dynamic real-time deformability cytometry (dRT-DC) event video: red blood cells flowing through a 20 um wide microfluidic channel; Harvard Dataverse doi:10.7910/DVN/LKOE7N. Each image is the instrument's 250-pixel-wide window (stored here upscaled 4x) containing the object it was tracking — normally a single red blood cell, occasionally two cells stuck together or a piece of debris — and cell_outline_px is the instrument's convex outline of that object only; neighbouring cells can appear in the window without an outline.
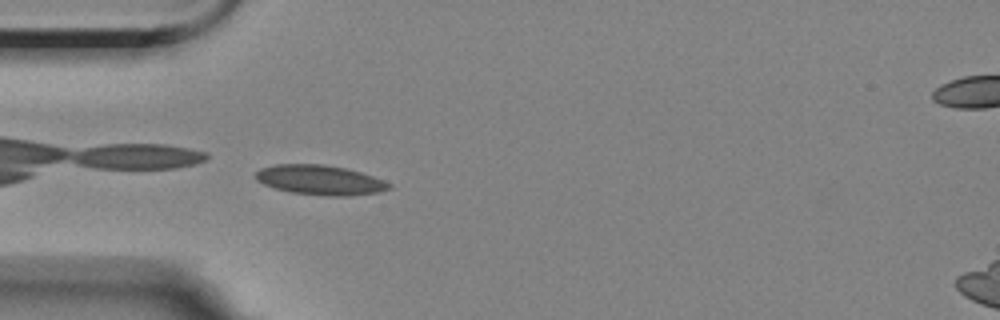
{"species": "Egyptian fruit bat (a non-hibernating species)", "species_latin": "Rousettus aegyptiacus", "temperature_condition": "room temperature", "stored_images_in_passage": 44, "camera_frame_rate_fps": 3000, "um_per_image_px": 0.085, "animal": {"sex": "female"}, "frame": {"image": 1, "passage_image": 4, "time_ms": 1.0, "image_size_px": [1000, 320], "cell_outline_px": [[392, 188], [380, 192], [352, 196], [328, 196], [292, 192], [276, 188], [264, 184], [256, 180], [256, 172], [260, 168], [276, 164], [324, 164], [344, 168], [360, 172], [384, 180], [392, 184]], "centroid_in_image_um": [27.24, 15.3], "position_along_channel_um": 57.8, "area_um2": 23.12}}
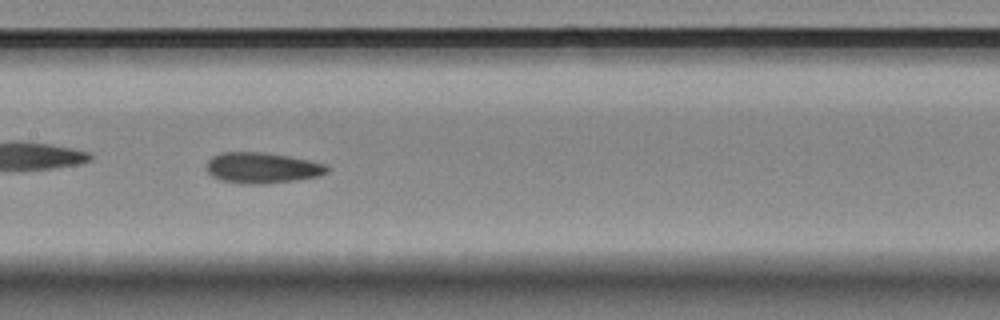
{"frame": {"image": 2, "passage_image": 15, "time_ms": 4.667, "image_size_px": [1000, 320], "cell_outline_px": [[332, 168], [328, 172], [320, 176], [296, 180], [268, 184], [240, 184], [220, 180], [212, 176], [208, 172], [208, 160], [212, 156], [220, 152], [260, 152], [288, 156], [328, 164]], "centroid_in_image_um": [22.32, 14.28], "position_along_channel_um": 185.1, "area_um2": 21.91}}
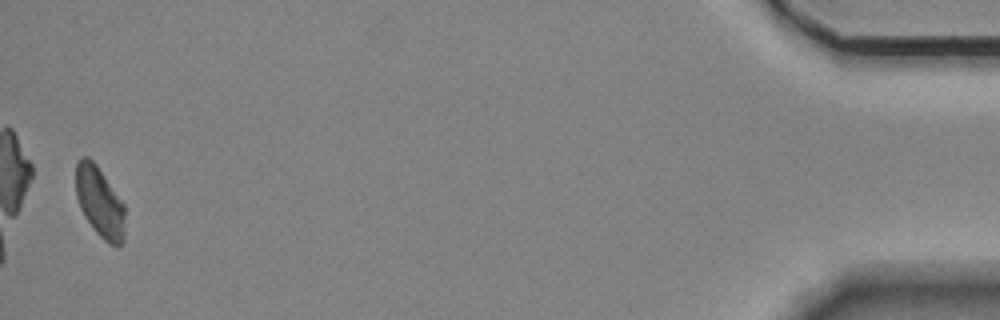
{"frame": {"image": 3, "passage_image": 43, "time_ms": 14.0, "image_size_px": [1000, 320], "cell_outline_px": [[124, 240], [116, 248], [108, 244], [92, 228], [84, 216], [80, 208], [76, 196], [76, 164], [80, 156], [88, 156], [96, 164], [124, 204]], "centroid_in_image_um": [8.46, 17.19], "position_along_channel_um": 426.7, "area_um2": 20.29}, "authors_computed_cell_mechanics": {"area_um2": 21.2704, "velocity_mm_per_s": 3.5382, "shape_relaxation_time_tau1_ms": 10.4151, "shape_relaxation_time_tau2_ms": 3.5887, "deformation_change_tau1": 0.1726, "deformation_change_tau2": 0.0848}}